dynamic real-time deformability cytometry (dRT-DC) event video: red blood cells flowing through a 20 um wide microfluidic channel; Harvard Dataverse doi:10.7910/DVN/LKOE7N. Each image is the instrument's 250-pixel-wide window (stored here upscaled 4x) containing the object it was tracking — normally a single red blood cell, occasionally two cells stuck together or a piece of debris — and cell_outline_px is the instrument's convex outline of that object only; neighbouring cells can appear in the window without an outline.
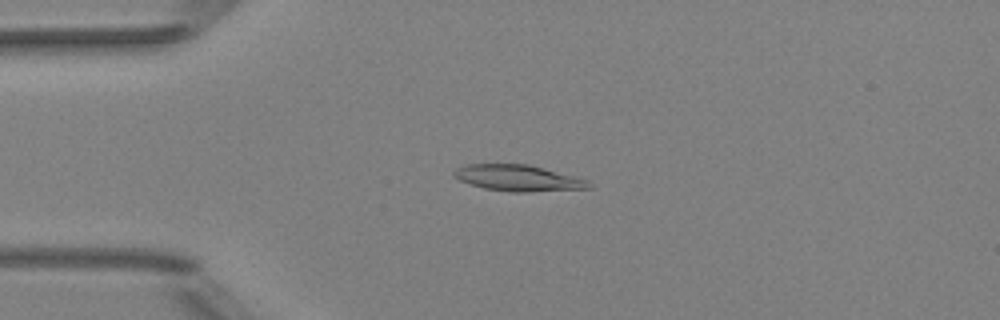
{"species": "Egyptian fruit bat (a non-hibernating species)", "species_latin": "Rousettus aegyptiacus", "temperature_condition": "room temperature", "stored_images_in_passage": 41, "camera_frame_rate_fps": 3000, "um_per_image_px": 0.085, "animal": {"sex": "female"}, "frame": {"image": 1, "passage_image": 2, "time_ms": 0.333, "image_size_px": [1000, 320], "cell_outline_px": [[592, 188], [528, 192], [512, 192], [484, 188], [460, 180], [452, 176], [452, 172], [456, 168], [464, 164], [528, 164], [576, 176], [588, 180], [592, 184]], "centroid_in_image_um": [44.06, 15.13], "position_along_channel_um": 40.9, "area_um2": 20.69}}
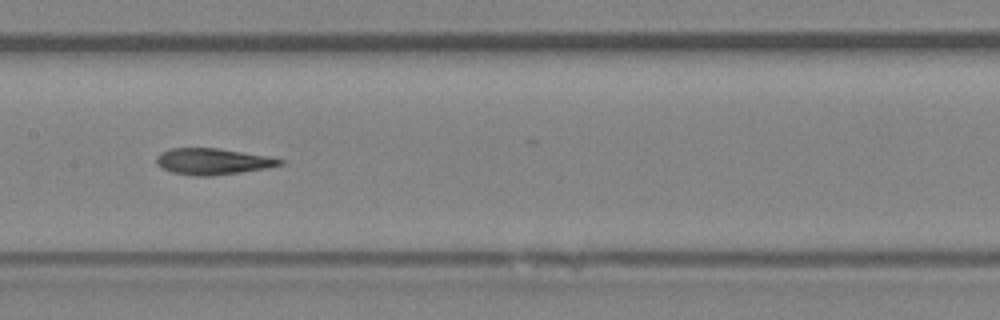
{"frame": {"image": 2, "passage_image": 15, "time_ms": 4.667, "image_size_px": [1000, 320], "cell_outline_px": [[284, 164], [268, 168], [212, 176], [192, 176], [172, 172], [156, 164], [156, 156], [160, 152], [172, 148], [216, 148], [264, 156], [284, 160]], "centroid_in_image_um": [18.04, 13.73], "position_along_channel_um": 189.4, "area_um2": 18.73}}
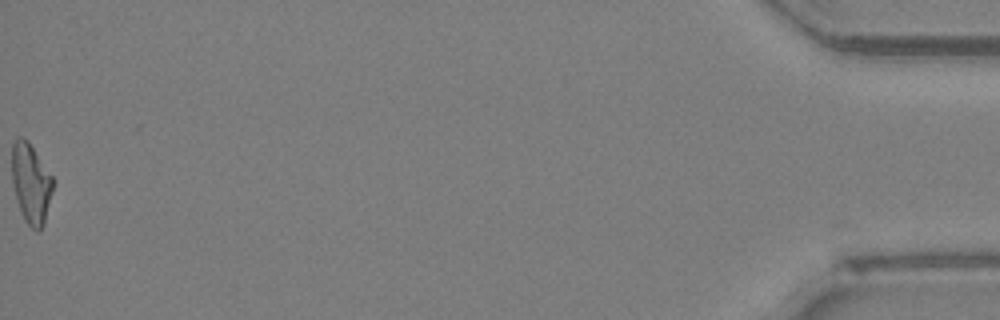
{"frame": {"image": 3, "passage_image": 41, "time_ms": 13.333, "image_size_px": [1000, 320], "cell_outline_px": [[52, 192], [44, 224], [36, 232], [24, 220], [16, 200], [12, 184], [12, 140], [20, 136], [24, 136], [28, 140], [52, 176]], "centroid_in_image_um": [2.6, 15.56], "position_along_channel_um": 432.6, "area_um2": 19.19}, "authors_computed_cell_mechanics": {"area_um2": 18.9006, "velocity_mm_per_s": 4.0077, "shape_relaxation_time_tau1_ms": 9.9005, "shape_relaxation_time_tau2_ms": 3.2504, "deformation_change_tau1": 0.2536, "deformation_change_tau2": 0.1166}}